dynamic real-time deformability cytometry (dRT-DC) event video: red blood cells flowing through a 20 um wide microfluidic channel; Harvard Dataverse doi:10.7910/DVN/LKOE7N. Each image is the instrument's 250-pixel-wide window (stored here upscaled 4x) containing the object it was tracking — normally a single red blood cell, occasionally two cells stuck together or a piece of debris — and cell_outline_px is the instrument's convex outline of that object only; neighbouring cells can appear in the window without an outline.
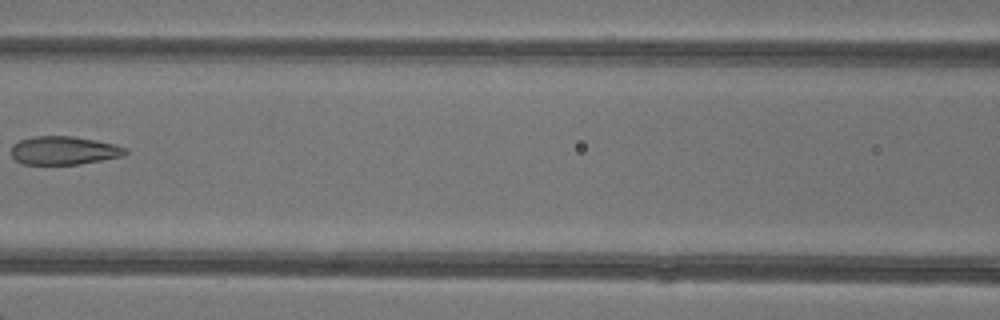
{"species": "common noctule bat (a hibernating species)", "species_latin": "Nyctalus noctula", "temperature_condition": "warm", "stored_images_in_passage": 3, "camera_frame_rate_fps": 3000, "um_per_image_px": 0.085, "animal": {"sex": "female"}, "frame": {"image": 1, "passage_image": 3, "time_ms": 2.333, "image_size_px": [1000, 320], "cell_outline_px": [[128, 152], [124, 156], [80, 164], [24, 164], [16, 160], [12, 156], [12, 144], [20, 140], [36, 136], [72, 136], [96, 140], [116, 144], [128, 148]], "centroid_in_image_um": [5.48, 12.79], "position_along_channel_um": 161.1, "area_um2": 18.96}}